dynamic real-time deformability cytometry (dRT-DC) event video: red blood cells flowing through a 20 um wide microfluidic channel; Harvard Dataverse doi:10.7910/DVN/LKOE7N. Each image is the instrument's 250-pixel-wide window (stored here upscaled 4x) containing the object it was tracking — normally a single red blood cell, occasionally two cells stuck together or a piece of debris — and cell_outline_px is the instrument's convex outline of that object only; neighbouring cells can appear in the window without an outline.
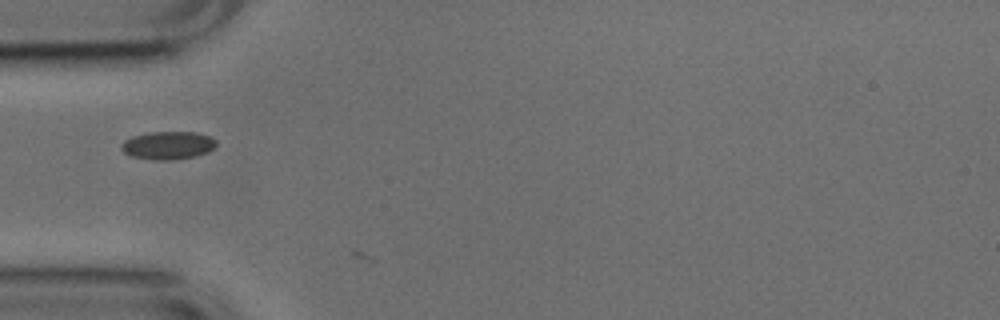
{"species": "common noctule bat (a hibernating species)", "species_latin": "Nyctalus noctula", "temperature_condition": "cold", "stored_images_in_passage": 3, "camera_frame_rate_fps": 3000, "um_per_image_px": 0.085, "animal": {"sex": "male", "body_mass_g": 17.9, "forearm_length_mm": 54.2}, "frame": {"image": 1, "passage_image": 2, "time_ms": 0.333, "image_size_px": [1000, 320], "cell_outline_px": [[216, 144], [208, 152], [196, 156], [172, 160], [156, 160], [132, 156], [124, 152], [120, 148], [120, 144], [124, 140], [132, 136], [148, 132], [196, 132], [212, 136], [216, 140]], "centroid_in_image_um": [14.27, 12.34], "position_along_channel_um": 70.7, "area_um2": 15.61}}